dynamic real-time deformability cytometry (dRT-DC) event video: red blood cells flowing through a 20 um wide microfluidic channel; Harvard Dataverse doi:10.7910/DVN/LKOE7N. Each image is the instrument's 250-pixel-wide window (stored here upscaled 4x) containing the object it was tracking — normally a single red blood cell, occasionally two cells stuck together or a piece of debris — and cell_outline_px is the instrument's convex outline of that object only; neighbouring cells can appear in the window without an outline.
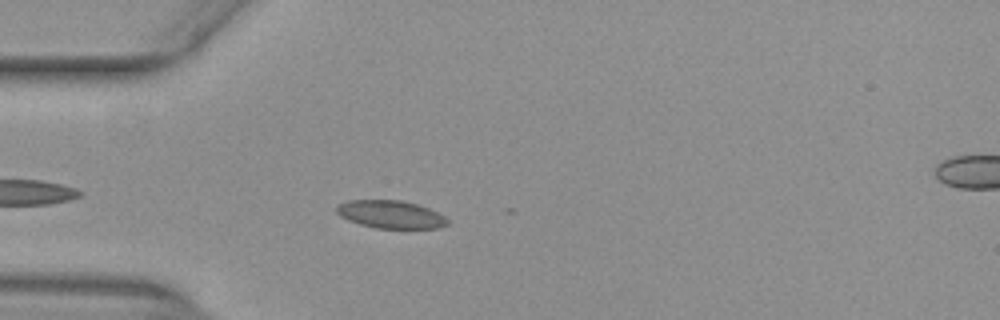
{"species": "common noctule bat (a hibernating species)", "species_latin": "Nyctalus noctula", "temperature_condition": "warm", "stored_images_in_passage": 21, "camera_frame_rate_fps": 3000, "um_per_image_px": 0.085, "animal": {"sex": "female", "body_mass_g": 29.2, "forearm_length_mm": 56.3}, "frame": {"image": 1, "passage_image": 2, "time_ms": 0.333, "image_size_px": [1000, 320], "cell_outline_px": [[448, 224], [440, 228], [376, 228], [360, 224], [348, 220], [340, 216], [336, 212], [336, 204], [348, 200], [400, 200], [420, 204], [444, 216], [448, 220]], "centroid_in_image_um": [33.18, 18.21], "position_along_channel_um": 51.8, "area_um2": 18.09}}
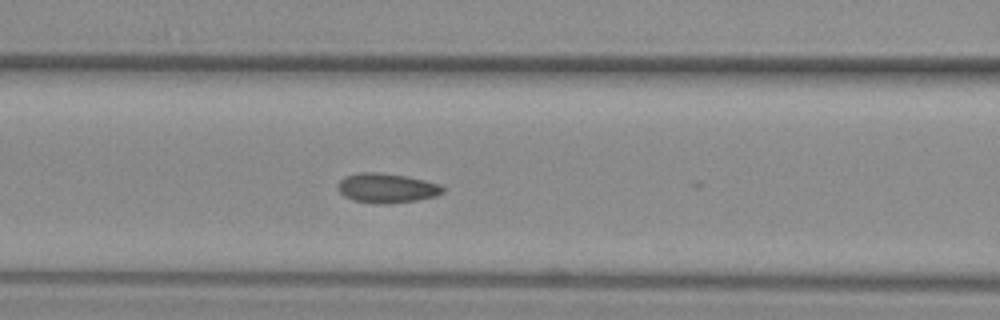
{"frame": {"image": 2, "passage_image": 9, "time_ms": 2.667, "image_size_px": [1000, 320], "cell_outline_px": [[444, 192], [436, 196], [416, 200], [388, 204], [376, 204], [352, 200], [344, 196], [340, 192], [340, 180], [344, 176], [360, 172], [372, 172], [404, 176], [424, 180], [440, 184], [444, 188]], "centroid_in_image_um": [32.88, 16.0], "position_along_channel_um": 133.7, "area_um2": 17.92}}
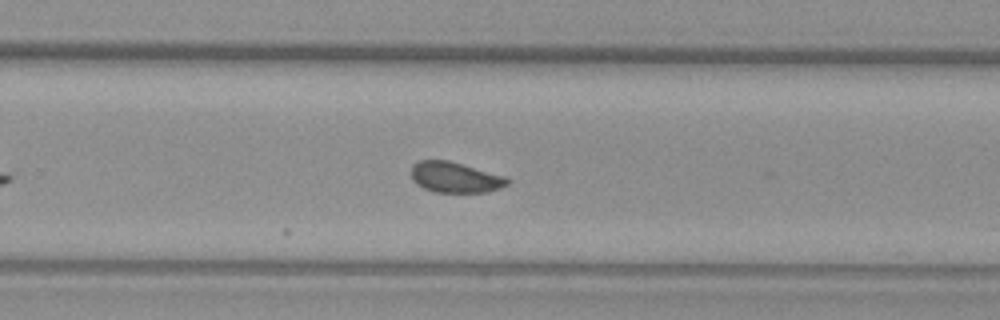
{"frame": {"image": 3, "passage_image": 21, "time_ms": 6.667, "image_size_px": [1000, 320], "cell_outline_px": [[512, 180], [508, 184], [500, 188], [488, 192], [436, 192], [424, 188], [416, 184], [412, 180], [412, 164], [420, 160], [448, 160], [508, 176]], "centroid_in_image_um": [38.73, 15.07], "position_along_channel_um": 291.1, "area_um2": 17.4}}